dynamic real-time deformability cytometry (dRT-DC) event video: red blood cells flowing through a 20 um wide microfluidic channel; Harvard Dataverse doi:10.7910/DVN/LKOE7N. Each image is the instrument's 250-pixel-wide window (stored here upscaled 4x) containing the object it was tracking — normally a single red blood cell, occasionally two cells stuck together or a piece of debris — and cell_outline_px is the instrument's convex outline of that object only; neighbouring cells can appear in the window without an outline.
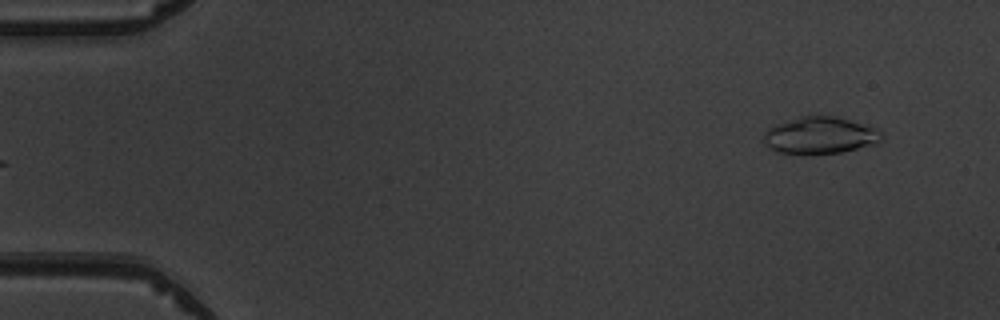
{"species": "common noctule bat (a hibernating species)", "species_latin": "Nyctalus noctula", "temperature_condition": "warm", "stored_images_in_passage": 4, "camera_frame_rate_fps": 3000, "um_per_image_px": 0.085, "animal": {"sex": "male", "body_mass_g": 19.5, "forearm_length_mm": 54.6}, "frame": {"image": 1, "passage_image": 4, "time_ms": 4.333, "image_size_px": [1000, 320], "cell_outline_px": [[884, 136], [880, 144], [840, 152], [776, 152], [768, 148], [764, 144], [764, 132], [772, 124], [800, 116], [836, 116], [880, 128], [884, 132]], "centroid_in_image_um": [69.77, 11.47], "position_along_channel_um": 15.2, "area_um2": 25.61}}